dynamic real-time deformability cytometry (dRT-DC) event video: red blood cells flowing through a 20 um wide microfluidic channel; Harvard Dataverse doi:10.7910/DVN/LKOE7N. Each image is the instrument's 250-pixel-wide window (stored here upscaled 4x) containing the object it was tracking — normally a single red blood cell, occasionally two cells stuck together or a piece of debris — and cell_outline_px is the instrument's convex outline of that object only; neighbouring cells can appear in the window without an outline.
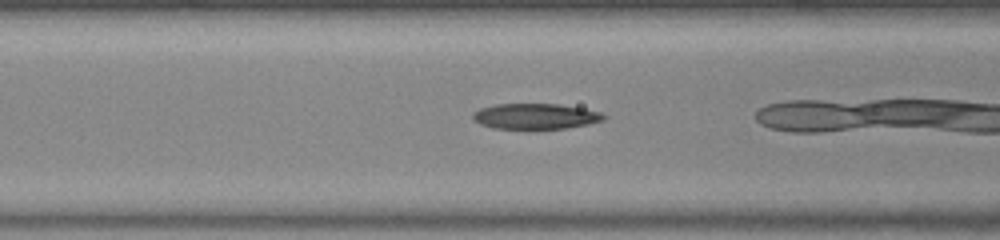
{"species": "common noctule bat (a hibernating species)", "species_latin": "Nyctalus noctula", "temperature_condition": "warm", "stored_images_in_passage": 22, "camera_frame_rate_fps": 3000, "um_per_image_px": 0.085, "animal": {"sex": "female", "body_mass_g": 23.0, "forearm_length_mm": 53.4}, "frame": {"image": 1, "passage_image": 15, "time_ms": 4.667, "image_size_px": [1000, 240], "cell_outline_px": [[608, 116], [604, 120], [588, 124], [568, 128], [492, 128], [480, 124], [472, 116], [472, 112], [480, 108], [496, 104], [560, 104], [584, 108], [600, 112]], "centroid_in_image_um": [45.54, 9.87], "position_along_channel_um": 121.1, "area_um2": 19.48}}
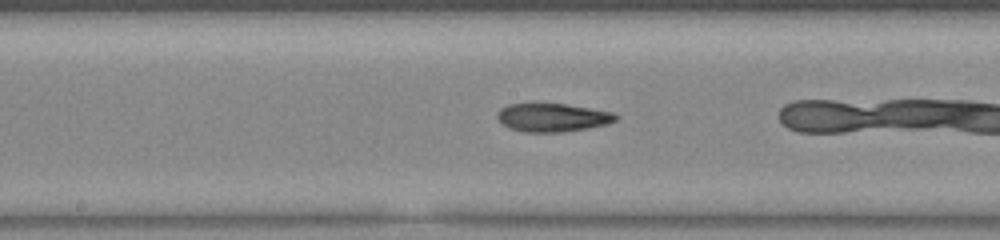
{"frame": {"image": 2, "passage_image": 21, "time_ms": 6.667, "image_size_px": [1000, 240], "cell_outline_px": [[620, 116], [616, 120], [608, 124], [560, 132], [524, 132], [512, 128], [504, 124], [496, 116], [496, 112], [500, 108], [508, 104], [564, 104], [612, 112]], "centroid_in_image_um": [46.96, 9.98], "position_along_channel_um": 201.2, "area_um2": 19.25}}